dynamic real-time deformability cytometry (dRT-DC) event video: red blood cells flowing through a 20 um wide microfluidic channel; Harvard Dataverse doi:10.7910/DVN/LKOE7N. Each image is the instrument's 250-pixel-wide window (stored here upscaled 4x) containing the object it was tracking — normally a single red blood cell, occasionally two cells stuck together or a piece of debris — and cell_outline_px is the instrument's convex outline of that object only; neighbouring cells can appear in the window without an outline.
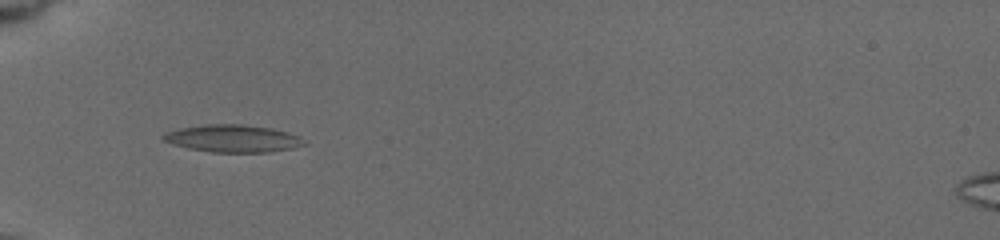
{"species": "common noctule bat (a hibernating species)", "species_latin": "Nyctalus noctula", "temperature_condition": "cold", "stored_images_in_passage": 9, "camera_frame_rate_fps": 3000, "um_per_image_px": 0.085, "animal": {"sex": "female", "body_mass_g": 19.5, "forearm_length_mm": 54.1}, "frame": {"image": 1, "passage_image": 8, "time_ms": 5.667, "image_size_px": [1000, 240], "cell_outline_px": [[304, 144], [292, 148], [268, 152], [212, 152], [188, 148], [172, 144], [164, 140], [160, 136], [164, 132], [180, 128], [204, 124], [244, 124], [272, 128], [288, 132], [300, 136]], "centroid_in_image_um": [19.75, 11.76], "position_along_channel_um": 65.3, "area_um2": 22.48}}